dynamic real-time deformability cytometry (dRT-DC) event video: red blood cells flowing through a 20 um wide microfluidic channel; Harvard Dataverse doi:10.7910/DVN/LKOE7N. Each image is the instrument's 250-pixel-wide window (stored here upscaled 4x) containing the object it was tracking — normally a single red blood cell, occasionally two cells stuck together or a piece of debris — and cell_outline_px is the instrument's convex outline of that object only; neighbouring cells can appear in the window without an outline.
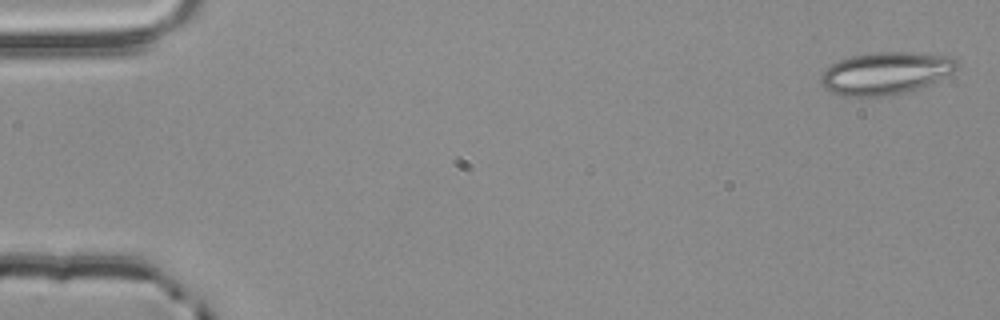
{"species": "common noctule bat (a hibernating species)", "species_latin": "Nyctalus noctula", "temperature_condition": "room temperature", "stored_images_in_passage": 4, "camera_frame_rate_fps": 3000, "um_per_image_px": 0.085, "animal": {"sex": "male", "body_mass_g": 20.4}, "frame": {"image": 1, "passage_image": 1, "time_ms": 0.0, "image_size_px": [1000, 320], "cell_outline_px": [[960, 64], [952, 72], [920, 88], [904, 92], [884, 96], [840, 96], [824, 88], [820, 80], [820, 76], [824, 68], [840, 60], [852, 56], [872, 52], [912, 52], [952, 56], [960, 60]], "centroid_in_image_um": [75.27, 6.21], "position_along_channel_um": 9.7, "area_um2": 33.7}}
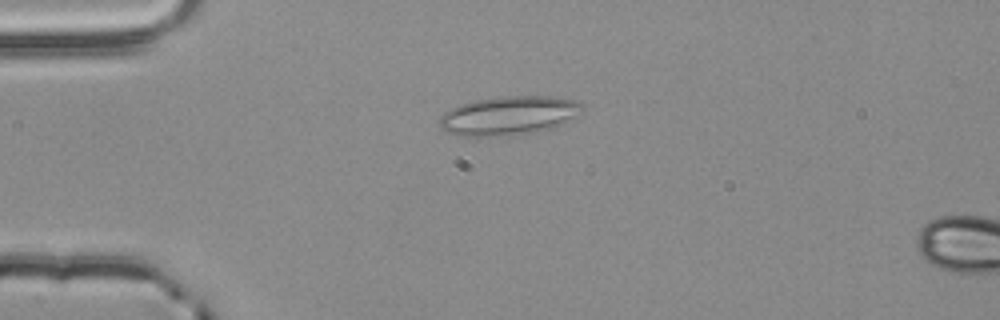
{"frame": {"image": 2, "passage_image": 3, "time_ms": 0.667, "image_size_px": [1000, 320], "cell_outline_px": [[584, 108], [560, 124], [552, 128], [532, 132], [500, 136], [456, 136], [440, 128], [440, 116], [444, 112], [460, 104], [476, 100], [500, 96], [552, 96], [572, 100], [584, 104]], "centroid_in_image_um": [43.18, 9.82], "position_along_channel_um": 41.8, "area_um2": 32.02}}